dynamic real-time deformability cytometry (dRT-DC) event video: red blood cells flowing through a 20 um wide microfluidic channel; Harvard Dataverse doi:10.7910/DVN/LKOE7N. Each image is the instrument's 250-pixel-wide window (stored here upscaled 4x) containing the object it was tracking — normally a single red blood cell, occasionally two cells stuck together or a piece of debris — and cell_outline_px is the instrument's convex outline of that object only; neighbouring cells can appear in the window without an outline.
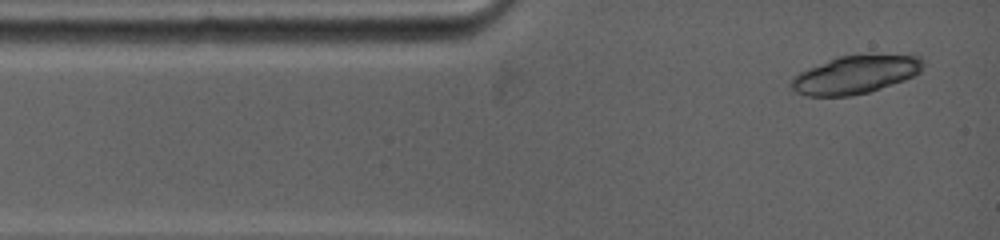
{"species": "common noctule bat (a hibernating species)", "species_latin": "Nyctalus noctula", "temperature_condition": "warm", "stored_images_in_passage": 3, "camera_frame_rate_fps": 5000, "um_per_image_px": 0.085, "animal": {"sex": "female", "body_mass_g": 19.0, "forearm_length_mm": 53.3}, "frame": {"image": 1, "passage_image": 1, "time_ms": 0.0, "image_size_px": [1000, 240], "cell_outline_px": [[924, 64], [920, 72], [904, 80], [868, 92], [852, 96], [808, 96], [792, 92], [788, 84], [800, 72], [836, 56], [912, 52], [924, 56]], "centroid_in_image_um": [72.79, 6.3], "position_along_channel_um": 12.2, "area_um2": 30.17}}